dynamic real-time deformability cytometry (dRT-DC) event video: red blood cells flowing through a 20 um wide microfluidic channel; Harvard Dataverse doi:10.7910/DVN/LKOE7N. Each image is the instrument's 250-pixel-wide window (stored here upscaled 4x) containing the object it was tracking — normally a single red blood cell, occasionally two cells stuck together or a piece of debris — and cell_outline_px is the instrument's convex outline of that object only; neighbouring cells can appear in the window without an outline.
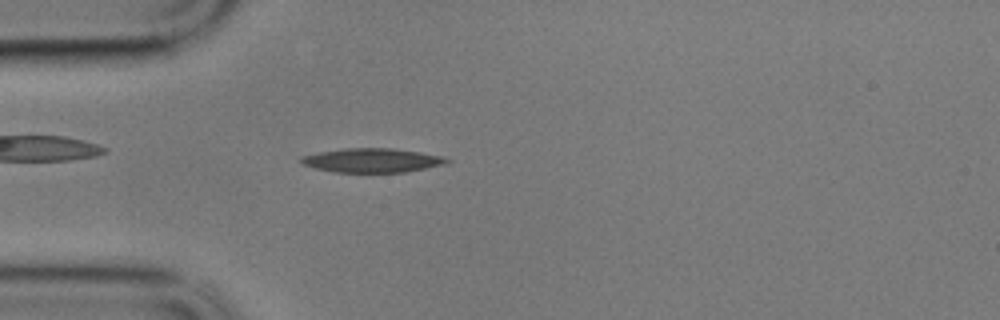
{"species": "common noctule bat (a hibernating species)", "species_latin": "Nyctalus noctula", "temperature_condition": "cold", "stored_images_in_passage": 58, "camera_frame_rate_fps": 3000, "um_per_image_px": 0.085, "animal": {"sex": "male", "body_mass_g": 17.9}, "frame": {"image": 1, "passage_image": 15, "time_ms": 4.667, "image_size_px": [1000, 320], "cell_outline_px": [[452, 160], [444, 164], [404, 172], [336, 172], [316, 168], [304, 164], [300, 160], [300, 156], [320, 152], [344, 148], [392, 148], [420, 152], [444, 156]], "centroid_in_image_um": [31.65, 13.62], "position_along_channel_um": 53.4, "area_um2": 20.29}}
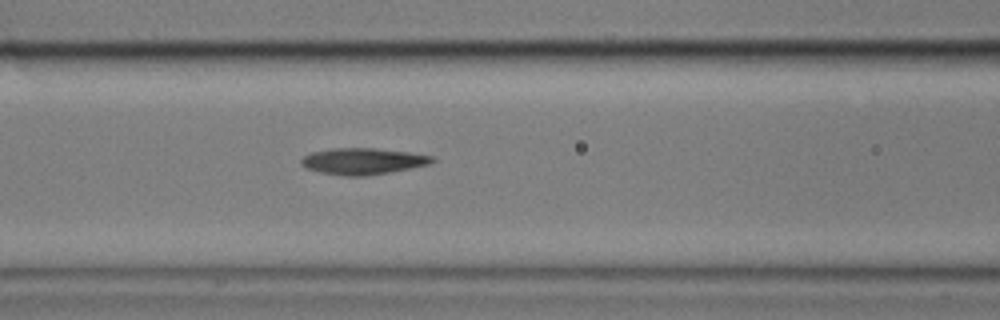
{"frame": {"image": 2, "passage_image": 23, "time_ms": 7.333, "image_size_px": [1000, 320], "cell_outline_px": [[436, 160], [428, 164], [388, 172], [364, 176], [344, 176], [320, 172], [308, 168], [300, 164], [300, 160], [304, 156], [312, 152], [332, 148], [376, 148], [408, 152], [436, 156]], "centroid_in_image_um": [30.84, 13.69], "position_along_channel_um": 135.8, "area_um2": 20.0}}
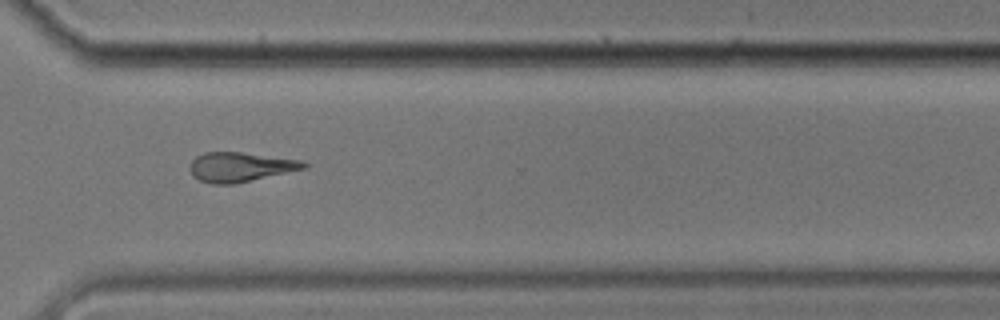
{"frame": {"image": 3, "passage_image": 42, "time_ms": 13.667, "image_size_px": [1000, 320], "cell_outline_px": [[308, 164], [304, 168], [236, 184], [212, 184], [200, 180], [192, 176], [188, 168], [192, 160], [196, 156], [204, 152], [240, 152], [304, 160]], "centroid_in_image_um": [20.38, 14.19], "position_along_channel_um": 350.2, "area_um2": 19.65}, "authors_computed_cell_mechanics": {"area_um2": 20.0277, "velocity_mm_per_s": 3.3873, "shape_relaxation_time_tau1_ms": 4.0674, "shape_relaxation_time_tau2_ms": null, "deformation_change_tau1": 0.1225, "deformation_change_tau2": null}}